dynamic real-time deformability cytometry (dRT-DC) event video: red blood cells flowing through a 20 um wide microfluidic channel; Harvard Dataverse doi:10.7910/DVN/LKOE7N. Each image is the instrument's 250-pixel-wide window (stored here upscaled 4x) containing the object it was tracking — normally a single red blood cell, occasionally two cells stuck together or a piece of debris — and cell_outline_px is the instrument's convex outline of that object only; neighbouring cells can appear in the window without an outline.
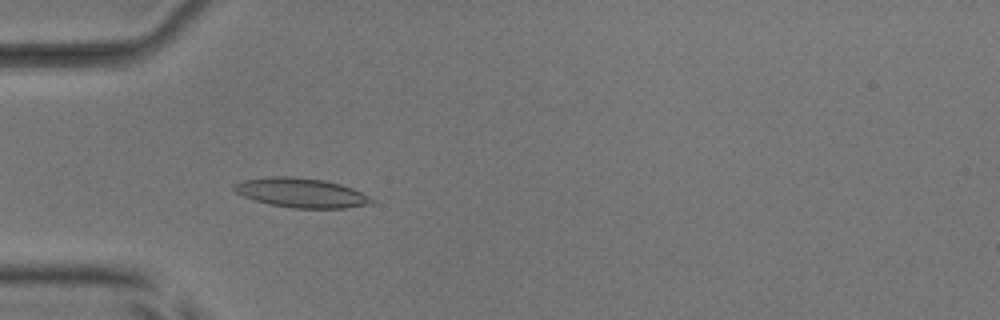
{"species": "common noctule bat (a hibernating species)", "species_latin": "Nyctalus noctula", "temperature_condition": "room temperature", "stored_images_in_passage": 39, "camera_frame_rate_fps": 3000, "um_per_image_px": 0.085, "animal": {"sex": "male", "body_mass_g": 17.9, "forearm_length_mm": 54.2}, "frame": {"image": 1, "passage_image": 4, "time_ms": 1.0, "image_size_px": [1000, 320], "cell_outline_px": [[376, 200], [372, 204], [344, 208], [292, 208], [268, 204], [244, 196], [236, 192], [232, 188], [232, 184], [244, 180], [272, 176], [292, 176], [324, 180], [340, 184], [352, 188]], "centroid_in_image_um": [25.6, 16.39], "position_along_channel_um": 59.4, "area_um2": 23.58}}
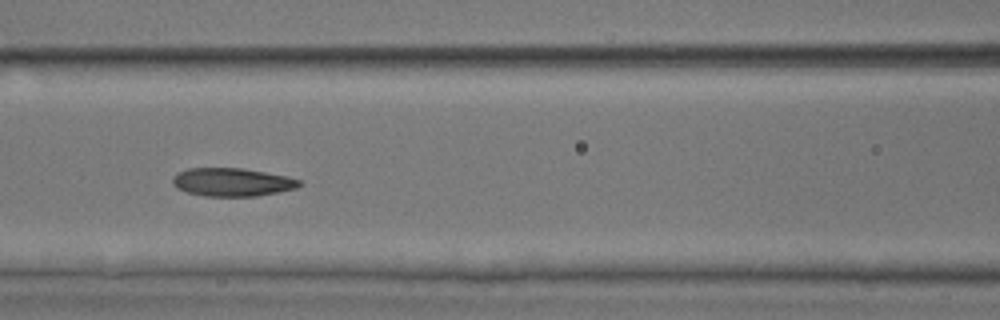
{"frame": {"image": 2, "passage_image": 11, "time_ms": 3.333, "image_size_px": [1000, 320], "cell_outline_px": [[304, 184], [296, 188], [256, 196], [204, 196], [188, 192], [176, 188], [172, 184], [172, 176], [176, 172], [188, 168], [244, 168], [288, 176], [300, 180]], "centroid_in_image_um": [19.71, 15.47], "position_along_channel_um": 146.9, "area_um2": 21.04}}
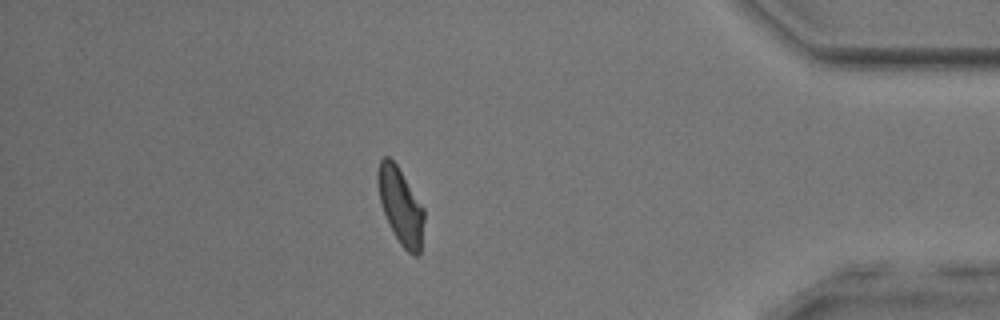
{"frame": {"image": 3, "passage_image": 33, "time_ms": 10.667, "image_size_px": [1000, 320], "cell_outline_px": [[424, 220], [420, 252], [416, 256], [412, 256], [400, 244], [392, 232], [388, 224], [380, 204], [376, 180], [376, 172], [380, 160], [384, 156], [388, 156], [396, 164], [424, 208]], "centroid_in_image_um": [34.02, 17.51], "position_along_channel_um": 401.2, "area_um2": 20.75}, "authors_computed_cell_mechanics": {"area_um2": 20.9236, "velocity_mm_per_s": 3.9744, "shape_relaxation_time_tau1_ms": 5.8511, "shape_relaxation_time_tau2_ms": 2.1044, "deformation_change_tau1": 0.1563, "deformation_change_tau2": 0.085}}